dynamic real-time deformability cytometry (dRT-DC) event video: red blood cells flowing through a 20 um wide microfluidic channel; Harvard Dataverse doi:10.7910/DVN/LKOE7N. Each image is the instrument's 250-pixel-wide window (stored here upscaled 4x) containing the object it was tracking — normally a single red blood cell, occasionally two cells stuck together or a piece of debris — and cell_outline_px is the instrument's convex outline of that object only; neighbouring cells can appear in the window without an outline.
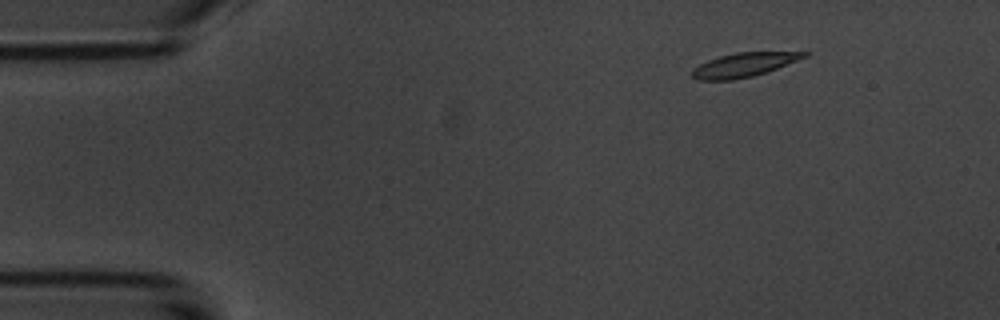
{"species": "common noctule bat (a hibernating species)", "species_latin": "Nyctalus noctula", "temperature_condition": "room temperature", "stored_images_in_passage": 7, "camera_frame_rate_fps": 3000, "um_per_image_px": 0.085, "animal": {"sex": "male", "body_mass_g": 20.1, "forearm_length_mm": 53.5}, "frame": {"image": 1, "passage_image": 2, "time_ms": 1.0, "image_size_px": [1000, 320], "cell_outline_px": [[812, 52], [808, 56], [776, 68], [752, 76], [732, 80], [700, 80], [692, 76], [692, 68], [708, 60], [720, 56], [736, 52]], "centroid_in_image_um": [63.21, 5.5], "position_along_channel_um": 21.8, "area_um2": 15.43}}
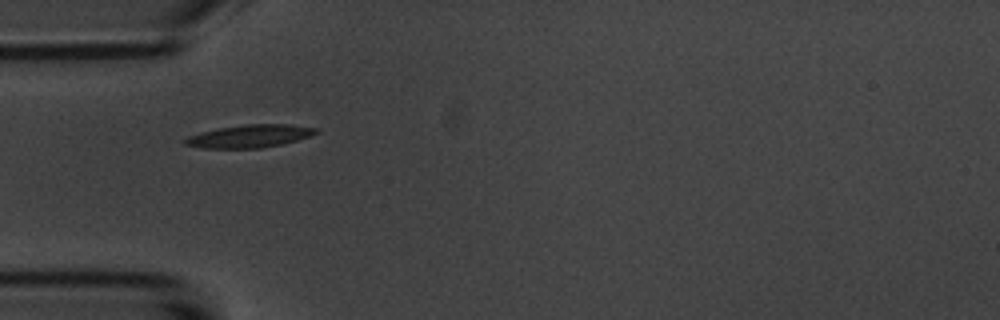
{"frame": {"image": 2, "passage_image": 5, "time_ms": 4.333, "image_size_px": [1000, 320], "cell_outline_px": [[320, 132], [312, 136], [280, 144], [260, 148], [204, 148], [184, 144], [184, 140], [188, 136], [200, 132], [220, 128], [244, 124], [288, 124], [316, 128]], "centroid_in_image_um": [21.24, 11.56], "position_along_channel_um": 63.8, "area_um2": 17.28}}
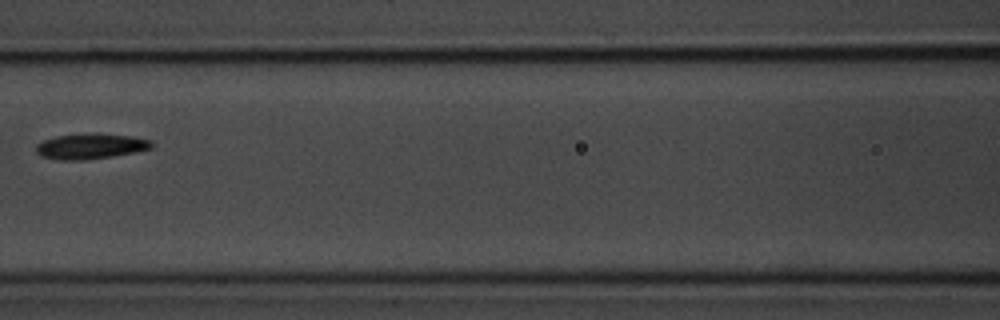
{"frame": {"image": 3, "passage_image": 7, "time_ms": 7.0, "image_size_px": [1000, 320], "cell_outline_px": [[152, 148], [136, 152], [112, 156], [84, 160], [60, 160], [40, 156], [36, 152], [36, 144], [44, 140], [56, 136], [132, 136], [152, 140]], "centroid_in_image_um": [7.68, 12.48], "position_along_channel_um": 158.9, "area_um2": 16.24}}